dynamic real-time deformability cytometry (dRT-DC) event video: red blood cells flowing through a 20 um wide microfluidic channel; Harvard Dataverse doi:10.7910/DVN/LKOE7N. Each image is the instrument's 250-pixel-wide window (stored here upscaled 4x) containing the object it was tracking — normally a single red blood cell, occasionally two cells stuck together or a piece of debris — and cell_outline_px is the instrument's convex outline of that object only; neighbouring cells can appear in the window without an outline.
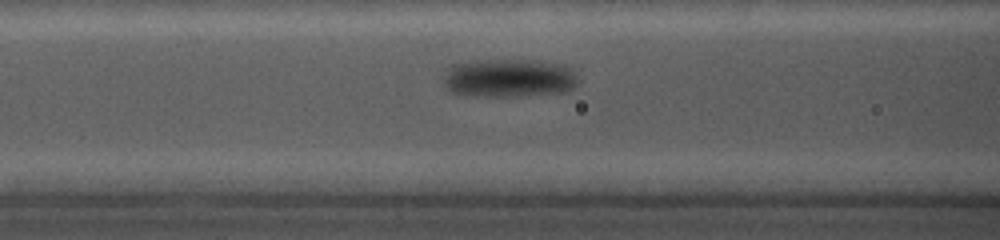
{"species": "common noctule bat (a hibernating species)", "species_latin": "Nyctalus noctula", "temperature_condition": "cold", "stored_images_in_passage": 36, "camera_frame_rate_fps": 5000, "um_per_image_px": 0.085, "animal": {"sex": "female", "body_mass_g": 19.0, "forearm_length_mm": 56.7}, "frame": {"image": 1, "passage_image": 11, "time_ms": 3.6, "image_size_px": [1000, 240], "cell_outline_px": [[576, 84], [568, 92], [520, 96], [468, 96], [448, 92], [444, 84], [444, 76], [448, 68], [452, 64], [472, 60], [532, 60], [560, 64], [572, 68], [576, 76]], "centroid_in_image_um": [43.22, 6.64], "position_along_channel_um": 123.4, "area_um2": 30.58}}
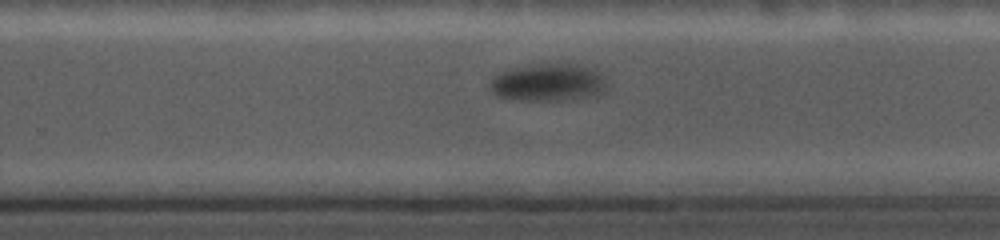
{"frame": {"image": 2, "passage_image": 24, "time_ms": 8.4, "image_size_px": [1000, 240], "cell_outline_px": [[604, 92], [596, 96], [560, 100], [512, 100], [496, 96], [488, 88], [488, 84], [492, 76], [500, 72], [540, 64], [584, 64], [592, 68], [604, 80]], "centroid_in_image_um": [46.54, 7.03], "position_along_channel_um": 283.3, "area_um2": 25.43}}
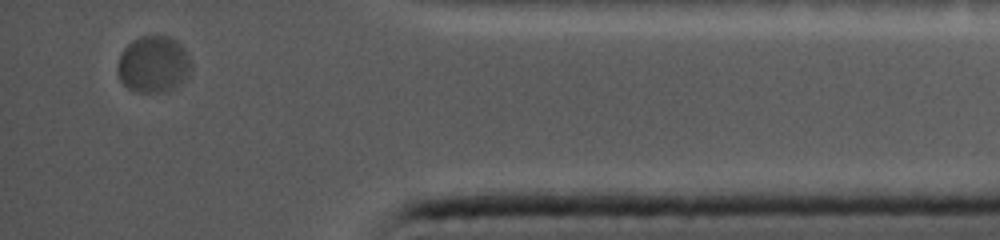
{"frame": {"image": 3, "passage_image": 35, "time_ms": 13.0, "image_size_px": [1000, 240], "cell_outline_px": [[188, 76], [180, 84], [164, 92], [136, 92], [128, 88], [120, 80], [116, 68], [120, 56], [124, 48], [132, 40], [140, 36], [168, 36], [176, 40], [184, 48], [188, 56]], "centroid_in_image_um": [13.0, 5.46], "position_along_channel_um": 422.2, "area_um2": 24.04}}